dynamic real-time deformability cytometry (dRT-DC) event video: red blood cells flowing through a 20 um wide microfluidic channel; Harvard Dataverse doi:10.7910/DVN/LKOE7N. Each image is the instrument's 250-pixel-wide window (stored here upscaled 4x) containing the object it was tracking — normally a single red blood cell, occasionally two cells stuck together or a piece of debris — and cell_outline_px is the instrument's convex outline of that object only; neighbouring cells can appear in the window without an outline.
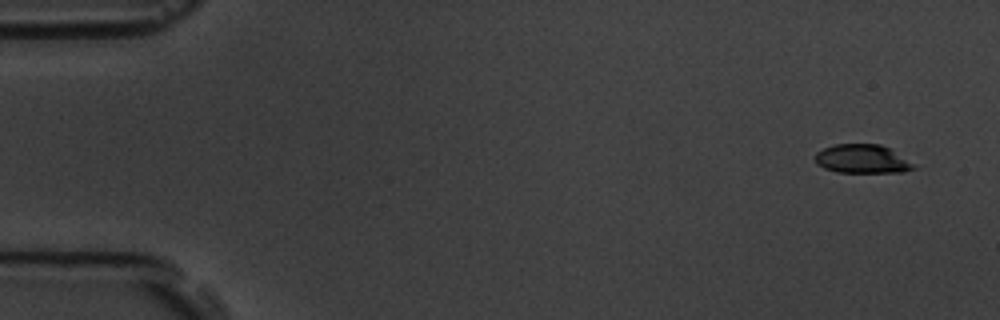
{"species": "common noctule bat (a hibernating species)", "species_latin": "Nyctalus noctula", "temperature_condition": "room temperature", "stored_images_in_passage": 5, "camera_frame_rate_fps": 3000, "um_per_image_px": 0.085, "animal": {"sex": "male", "body_mass_g": 19.5, "forearm_length_mm": 54.6}, "frame": {"image": 1, "passage_image": 1, "time_ms": 0.0, "image_size_px": [1000, 320], "cell_outline_px": [[916, 168], [904, 172], [836, 172], [824, 168], [816, 164], [816, 152], [824, 148], [836, 144], [880, 144], [888, 148], [916, 164]], "centroid_in_image_um": [73.3, 13.52], "position_along_channel_um": 11.7, "area_um2": 16.47}}
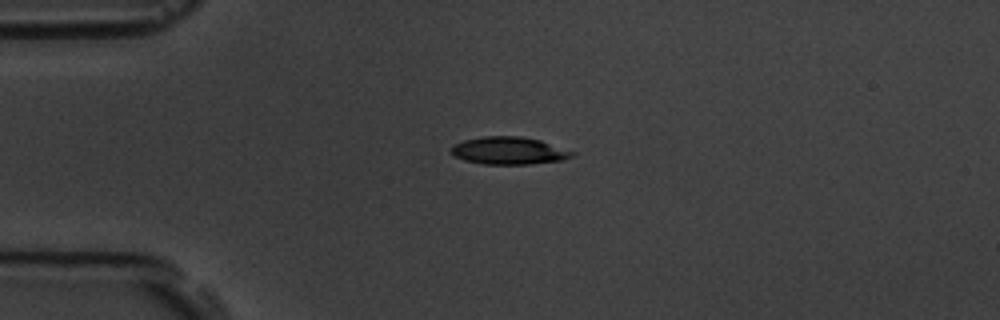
{"frame": {"image": 2, "passage_image": 4, "time_ms": 3.667, "image_size_px": [1000, 320], "cell_outline_px": [[576, 152], [572, 156], [564, 160], [532, 164], [484, 164], [464, 160], [452, 156], [448, 152], [452, 144], [464, 140], [484, 136], [520, 136], [540, 140]], "centroid_in_image_um": [43.21, 12.81], "position_along_channel_um": 41.8, "area_um2": 19.65}}